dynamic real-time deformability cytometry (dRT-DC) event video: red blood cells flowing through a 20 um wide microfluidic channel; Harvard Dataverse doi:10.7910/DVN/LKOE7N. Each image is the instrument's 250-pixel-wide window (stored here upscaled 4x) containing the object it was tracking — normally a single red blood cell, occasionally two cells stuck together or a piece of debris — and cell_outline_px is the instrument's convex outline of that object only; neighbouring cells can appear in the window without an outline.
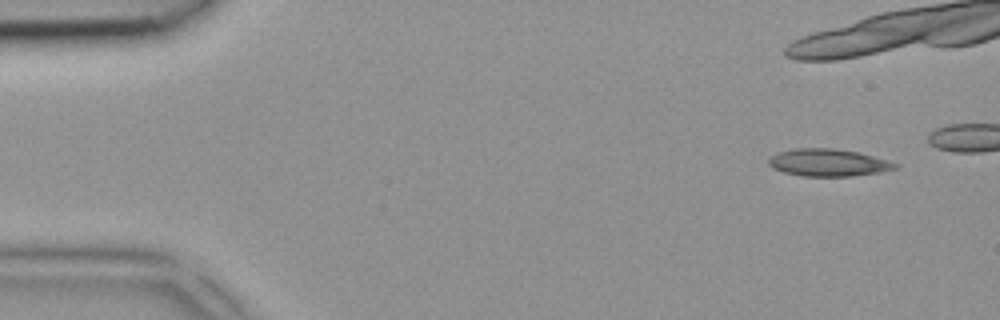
{"species": "common noctule bat (a hibernating species)", "species_latin": "Nyctalus noctula", "temperature_condition": "room temperature", "stored_images_in_passage": 4, "camera_frame_rate_fps": 3000, "um_per_image_px": 0.085, "animal": {"sex": "female", "body_mass_g": 18.4}, "frame": {"image": 1, "passage_image": 1, "time_ms": 0.0, "image_size_px": [1000, 320], "cell_outline_px": [[900, 168], [880, 172], [852, 176], [800, 176], [784, 172], [772, 168], [768, 164], [768, 160], [776, 152], [792, 148], [836, 148], [860, 152], [888, 160], [900, 164]], "centroid_in_image_um": [70.42, 13.81], "position_along_channel_um": 14.6, "area_um2": 20.52}}